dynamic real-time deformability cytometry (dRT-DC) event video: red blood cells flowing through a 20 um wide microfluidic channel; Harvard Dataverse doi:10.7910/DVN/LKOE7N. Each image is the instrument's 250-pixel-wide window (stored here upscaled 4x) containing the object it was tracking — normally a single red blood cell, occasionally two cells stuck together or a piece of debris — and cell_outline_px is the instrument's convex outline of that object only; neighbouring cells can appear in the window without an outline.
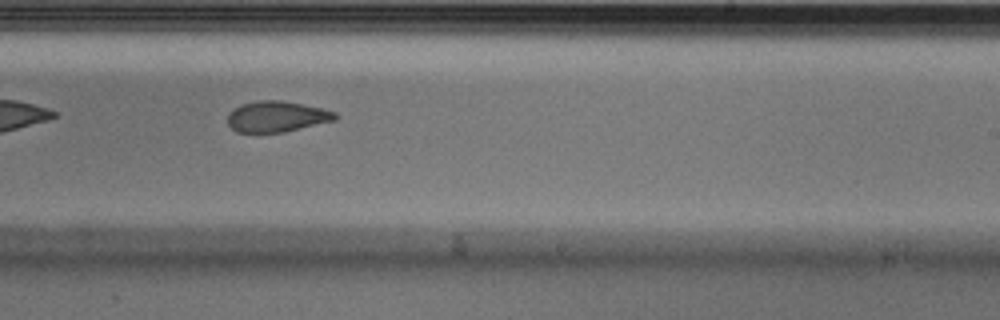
{"species": "Egyptian fruit bat (a non-hibernating species)", "species_latin": "Rousettus aegyptiacus", "temperature_condition": "cold", "stored_images_in_passage": 39, "camera_frame_rate_fps": 3000, "um_per_image_px": 0.085, "animal": {"sex": "male"}, "frame": {"image": 1, "passage_image": 17, "time_ms": 5.333, "image_size_px": [1000, 320], "cell_outline_px": [[336, 120], [284, 132], [236, 132], [228, 124], [228, 112], [244, 104], [260, 100], [280, 100], [320, 108], [336, 112]], "centroid_in_image_um": [23.52, 9.91], "position_along_channel_um": 265.5, "area_um2": 19.02}}